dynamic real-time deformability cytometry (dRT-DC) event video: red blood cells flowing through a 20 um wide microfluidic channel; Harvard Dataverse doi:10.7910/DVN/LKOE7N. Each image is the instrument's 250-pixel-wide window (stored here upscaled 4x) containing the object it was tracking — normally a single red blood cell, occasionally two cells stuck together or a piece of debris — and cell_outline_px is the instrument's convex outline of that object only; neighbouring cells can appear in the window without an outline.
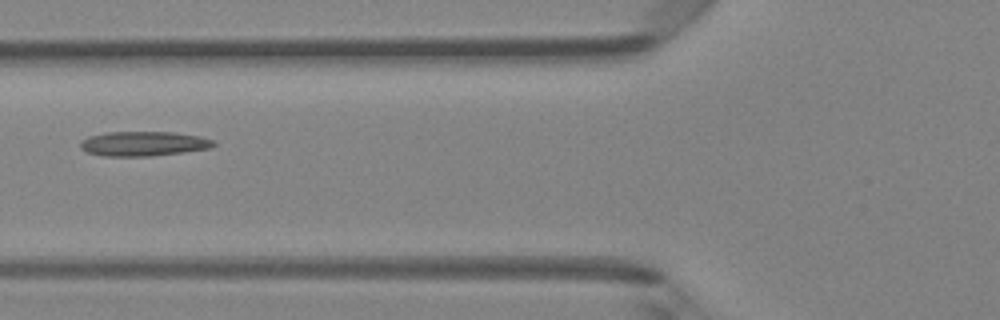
{"species": "Egyptian fruit bat (a non-hibernating species)", "species_latin": "Rousettus aegyptiacus", "temperature_condition": "room temperature", "stored_images_in_passage": 5, "camera_frame_rate_fps": 3000, "um_per_image_px": 0.085, "animal": {"sex": "female"}, "frame": {"image": 1, "passage_image": 5, "time_ms": 1.333, "image_size_px": [1000, 320], "cell_outline_px": [[216, 144], [208, 148], [180, 152], [148, 156], [104, 156], [88, 152], [80, 148], [80, 140], [88, 136], [108, 132], [176, 132], [200, 136], [216, 140]], "centroid_in_image_um": [12.18, 12.2], "position_along_channel_um": 113.6, "area_um2": 19.07}}